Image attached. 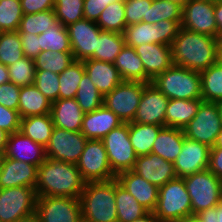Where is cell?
Returning a JSON list of instances; mask_svg holds the SVG:
<instances>
[{
    "mask_svg": "<svg viewBox=\"0 0 222 222\" xmlns=\"http://www.w3.org/2000/svg\"><path fill=\"white\" fill-rule=\"evenodd\" d=\"M85 183L76 164L47 158L38 167L35 191L37 196L80 199Z\"/></svg>",
    "mask_w": 222,
    "mask_h": 222,
    "instance_id": "cell-2",
    "label": "cell"
},
{
    "mask_svg": "<svg viewBox=\"0 0 222 222\" xmlns=\"http://www.w3.org/2000/svg\"><path fill=\"white\" fill-rule=\"evenodd\" d=\"M210 148L204 143L185 137L182 150L173 163L177 178L208 169Z\"/></svg>",
    "mask_w": 222,
    "mask_h": 222,
    "instance_id": "cell-15",
    "label": "cell"
},
{
    "mask_svg": "<svg viewBox=\"0 0 222 222\" xmlns=\"http://www.w3.org/2000/svg\"><path fill=\"white\" fill-rule=\"evenodd\" d=\"M42 51L72 53L67 27L61 23L50 27L44 33L38 35Z\"/></svg>",
    "mask_w": 222,
    "mask_h": 222,
    "instance_id": "cell-35",
    "label": "cell"
},
{
    "mask_svg": "<svg viewBox=\"0 0 222 222\" xmlns=\"http://www.w3.org/2000/svg\"><path fill=\"white\" fill-rule=\"evenodd\" d=\"M202 99H169L165 114V126L184 129L197 114Z\"/></svg>",
    "mask_w": 222,
    "mask_h": 222,
    "instance_id": "cell-27",
    "label": "cell"
},
{
    "mask_svg": "<svg viewBox=\"0 0 222 222\" xmlns=\"http://www.w3.org/2000/svg\"><path fill=\"white\" fill-rule=\"evenodd\" d=\"M214 15L218 29H222V0L215 1Z\"/></svg>",
    "mask_w": 222,
    "mask_h": 222,
    "instance_id": "cell-57",
    "label": "cell"
},
{
    "mask_svg": "<svg viewBox=\"0 0 222 222\" xmlns=\"http://www.w3.org/2000/svg\"><path fill=\"white\" fill-rule=\"evenodd\" d=\"M81 131H68L54 127L49 143L45 147L46 158L76 164L87 142Z\"/></svg>",
    "mask_w": 222,
    "mask_h": 222,
    "instance_id": "cell-13",
    "label": "cell"
},
{
    "mask_svg": "<svg viewBox=\"0 0 222 222\" xmlns=\"http://www.w3.org/2000/svg\"><path fill=\"white\" fill-rule=\"evenodd\" d=\"M214 147L216 148H222V129L221 131L219 132L218 136H217V140L214 144Z\"/></svg>",
    "mask_w": 222,
    "mask_h": 222,
    "instance_id": "cell-65",
    "label": "cell"
},
{
    "mask_svg": "<svg viewBox=\"0 0 222 222\" xmlns=\"http://www.w3.org/2000/svg\"><path fill=\"white\" fill-rule=\"evenodd\" d=\"M131 222H160L153 212H147L142 217L135 219Z\"/></svg>",
    "mask_w": 222,
    "mask_h": 222,
    "instance_id": "cell-58",
    "label": "cell"
},
{
    "mask_svg": "<svg viewBox=\"0 0 222 222\" xmlns=\"http://www.w3.org/2000/svg\"><path fill=\"white\" fill-rule=\"evenodd\" d=\"M55 0H20L23 14H34L54 9Z\"/></svg>",
    "mask_w": 222,
    "mask_h": 222,
    "instance_id": "cell-54",
    "label": "cell"
},
{
    "mask_svg": "<svg viewBox=\"0 0 222 222\" xmlns=\"http://www.w3.org/2000/svg\"><path fill=\"white\" fill-rule=\"evenodd\" d=\"M4 151L7 158L24 161L37 167L47 159L45 147L32 141L21 131L9 134Z\"/></svg>",
    "mask_w": 222,
    "mask_h": 222,
    "instance_id": "cell-20",
    "label": "cell"
},
{
    "mask_svg": "<svg viewBox=\"0 0 222 222\" xmlns=\"http://www.w3.org/2000/svg\"><path fill=\"white\" fill-rule=\"evenodd\" d=\"M163 126L129 122V139L137 156L151 153L153 143Z\"/></svg>",
    "mask_w": 222,
    "mask_h": 222,
    "instance_id": "cell-31",
    "label": "cell"
},
{
    "mask_svg": "<svg viewBox=\"0 0 222 222\" xmlns=\"http://www.w3.org/2000/svg\"><path fill=\"white\" fill-rule=\"evenodd\" d=\"M5 151L4 150H0V169L2 168L3 166V162L5 160Z\"/></svg>",
    "mask_w": 222,
    "mask_h": 222,
    "instance_id": "cell-67",
    "label": "cell"
},
{
    "mask_svg": "<svg viewBox=\"0 0 222 222\" xmlns=\"http://www.w3.org/2000/svg\"><path fill=\"white\" fill-rule=\"evenodd\" d=\"M22 17L20 0H0V32L18 31Z\"/></svg>",
    "mask_w": 222,
    "mask_h": 222,
    "instance_id": "cell-45",
    "label": "cell"
},
{
    "mask_svg": "<svg viewBox=\"0 0 222 222\" xmlns=\"http://www.w3.org/2000/svg\"><path fill=\"white\" fill-rule=\"evenodd\" d=\"M9 133L0 128V150H5Z\"/></svg>",
    "mask_w": 222,
    "mask_h": 222,
    "instance_id": "cell-60",
    "label": "cell"
},
{
    "mask_svg": "<svg viewBox=\"0 0 222 222\" xmlns=\"http://www.w3.org/2000/svg\"><path fill=\"white\" fill-rule=\"evenodd\" d=\"M125 45L138 47L142 44L158 43L157 23L140 22L126 26L124 30Z\"/></svg>",
    "mask_w": 222,
    "mask_h": 222,
    "instance_id": "cell-39",
    "label": "cell"
},
{
    "mask_svg": "<svg viewBox=\"0 0 222 222\" xmlns=\"http://www.w3.org/2000/svg\"><path fill=\"white\" fill-rule=\"evenodd\" d=\"M218 60L222 62V53L219 55Z\"/></svg>",
    "mask_w": 222,
    "mask_h": 222,
    "instance_id": "cell-69",
    "label": "cell"
},
{
    "mask_svg": "<svg viewBox=\"0 0 222 222\" xmlns=\"http://www.w3.org/2000/svg\"><path fill=\"white\" fill-rule=\"evenodd\" d=\"M170 2L176 3L177 5L181 6L182 8L189 0H168Z\"/></svg>",
    "mask_w": 222,
    "mask_h": 222,
    "instance_id": "cell-66",
    "label": "cell"
},
{
    "mask_svg": "<svg viewBox=\"0 0 222 222\" xmlns=\"http://www.w3.org/2000/svg\"><path fill=\"white\" fill-rule=\"evenodd\" d=\"M15 222H40V220H39L38 214L34 212L33 214L20 218L16 220Z\"/></svg>",
    "mask_w": 222,
    "mask_h": 222,
    "instance_id": "cell-61",
    "label": "cell"
},
{
    "mask_svg": "<svg viewBox=\"0 0 222 222\" xmlns=\"http://www.w3.org/2000/svg\"><path fill=\"white\" fill-rule=\"evenodd\" d=\"M205 222H216V206L197 214Z\"/></svg>",
    "mask_w": 222,
    "mask_h": 222,
    "instance_id": "cell-56",
    "label": "cell"
},
{
    "mask_svg": "<svg viewBox=\"0 0 222 222\" xmlns=\"http://www.w3.org/2000/svg\"><path fill=\"white\" fill-rule=\"evenodd\" d=\"M134 49L144 65L146 83H151L174 64L170 45L142 44Z\"/></svg>",
    "mask_w": 222,
    "mask_h": 222,
    "instance_id": "cell-19",
    "label": "cell"
},
{
    "mask_svg": "<svg viewBox=\"0 0 222 222\" xmlns=\"http://www.w3.org/2000/svg\"><path fill=\"white\" fill-rule=\"evenodd\" d=\"M18 31L0 32V63L9 66L23 57Z\"/></svg>",
    "mask_w": 222,
    "mask_h": 222,
    "instance_id": "cell-42",
    "label": "cell"
},
{
    "mask_svg": "<svg viewBox=\"0 0 222 222\" xmlns=\"http://www.w3.org/2000/svg\"><path fill=\"white\" fill-rule=\"evenodd\" d=\"M58 23L54 9L34 14H23L18 28L19 33L39 35Z\"/></svg>",
    "mask_w": 222,
    "mask_h": 222,
    "instance_id": "cell-38",
    "label": "cell"
},
{
    "mask_svg": "<svg viewBox=\"0 0 222 222\" xmlns=\"http://www.w3.org/2000/svg\"><path fill=\"white\" fill-rule=\"evenodd\" d=\"M84 0H55L54 12L58 22L67 27L84 19Z\"/></svg>",
    "mask_w": 222,
    "mask_h": 222,
    "instance_id": "cell-44",
    "label": "cell"
},
{
    "mask_svg": "<svg viewBox=\"0 0 222 222\" xmlns=\"http://www.w3.org/2000/svg\"><path fill=\"white\" fill-rule=\"evenodd\" d=\"M181 222H205L202 218H200L198 215H191L185 218Z\"/></svg>",
    "mask_w": 222,
    "mask_h": 222,
    "instance_id": "cell-64",
    "label": "cell"
},
{
    "mask_svg": "<svg viewBox=\"0 0 222 222\" xmlns=\"http://www.w3.org/2000/svg\"><path fill=\"white\" fill-rule=\"evenodd\" d=\"M85 73L102 96L110 93L123 79L114 63L97 61L94 59L83 60Z\"/></svg>",
    "mask_w": 222,
    "mask_h": 222,
    "instance_id": "cell-24",
    "label": "cell"
},
{
    "mask_svg": "<svg viewBox=\"0 0 222 222\" xmlns=\"http://www.w3.org/2000/svg\"><path fill=\"white\" fill-rule=\"evenodd\" d=\"M182 21L161 20L157 22L158 43L171 45L177 36Z\"/></svg>",
    "mask_w": 222,
    "mask_h": 222,
    "instance_id": "cell-50",
    "label": "cell"
},
{
    "mask_svg": "<svg viewBox=\"0 0 222 222\" xmlns=\"http://www.w3.org/2000/svg\"><path fill=\"white\" fill-rule=\"evenodd\" d=\"M125 0H84V19L97 22L100 14L110 4Z\"/></svg>",
    "mask_w": 222,
    "mask_h": 222,
    "instance_id": "cell-52",
    "label": "cell"
},
{
    "mask_svg": "<svg viewBox=\"0 0 222 222\" xmlns=\"http://www.w3.org/2000/svg\"><path fill=\"white\" fill-rule=\"evenodd\" d=\"M173 63L195 72H202L219 58L216 38L180 27L171 45Z\"/></svg>",
    "mask_w": 222,
    "mask_h": 222,
    "instance_id": "cell-1",
    "label": "cell"
},
{
    "mask_svg": "<svg viewBox=\"0 0 222 222\" xmlns=\"http://www.w3.org/2000/svg\"><path fill=\"white\" fill-rule=\"evenodd\" d=\"M183 8L168 0H152L147 12V23L154 24L161 20L182 21Z\"/></svg>",
    "mask_w": 222,
    "mask_h": 222,
    "instance_id": "cell-43",
    "label": "cell"
},
{
    "mask_svg": "<svg viewBox=\"0 0 222 222\" xmlns=\"http://www.w3.org/2000/svg\"><path fill=\"white\" fill-rule=\"evenodd\" d=\"M124 46L125 39L122 33L101 31L96 44V52L90 59L114 63Z\"/></svg>",
    "mask_w": 222,
    "mask_h": 222,
    "instance_id": "cell-34",
    "label": "cell"
},
{
    "mask_svg": "<svg viewBox=\"0 0 222 222\" xmlns=\"http://www.w3.org/2000/svg\"><path fill=\"white\" fill-rule=\"evenodd\" d=\"M222 123L217 103L202 102L195 117L183 129L185 137L213 147Z\"/></svg>",
    "mask_w": 222,
    "mask_h": 222,
    "instance_id": "cell-11",
    "label": "cell"
},
{
    "mask_svg": "<svg viewBox=\"0 0 222 222\" xmlns=\"http://www.w3.org/2000/svg\"><path fill=\"white\" fill-rule=\"evenodd\" d=\"M51 116L54 127L68 131H80L84 112L78 105L75 98L58 99L51 103Z\"/></svg>",
    "mask_w": 222,
    "mask_h": 222,
    "instance_id": "cell-25",
    "label": "cell"
},
{
    "mask_svg": "<svg viewBox=\"0 0 222 222\" xmlns=\"http://www.w3.org/2000/svg\"><path fill=\"white\" fill-rule=\"evenodd\" d=\"M132 171L158 188L177 178L174 164L154 153L137 156Z\"/></svg>",
    "mask_w": 222,
    "mask_h": 222,
    "instance_id": "cell-18",
    "label": "cell"
},
{
    "mask_svg": "<svg viewBox=\"0 0 222 222\" xmlns=\"http://www.w3.org/2000/svg\"><path fill=\"white\" fill-rule=\"evenodd\" d=\"M75 99L84 113L92 112L103 105L102 94L86 73H84L79 83Z\"/></svg>",
    "mask_w": 222,
    "mask_h": 222,
    "instance_id": "cell-40",
    "label": "cell"
},
{
    "mask_svg": "<svg viewBox=\"0 0 222 222\" xmlns=\"http://www.w3.org/2000/svg\"><path fill=\"white\" fill-rule=\"evenodd\" d=\"M151 4L152 0H125L126 26L147 23V12Z\"/></svg>",
    "mask_w": 222,
    "mask_h": 222,
    "instance_id": "cell-48",
    "label": "cell"
},
{
    "mask_svg": "<svg viewBox=\"0 0 222 222\" xmlns=\"http://www.w3.org/2000/svg\"><path fill=\"white\" fill-rule=\"evenodd\" d=\"M10 82L16 86L24 87L34 84L36 68L34 59L23 56L17 62L8 66Z\"/></svg>",
    "mask_w": 222,
    "mask_h": 222,
    "instance_id": "cell-46",
    "label": "cell"
},
{
    "mask_svg": "<svg viewBox=\"0 0 222 222\" xmlns=\"http://www.w3.org/2000/svg\"><path fill=\"white\" fill-rule=\"evenodd\" d=\"M153 213L160 222H181L192 215L191 200L183 178L173 179L159 187Z\"/></svg>",
    "mask_w": 222,
    "mask_h": 222,
    "instance_id": "cell-5",
    "label": "cell"
},
{
    "mask_svg": "<svg viewBox=\"0 0 222 222\" xmlns=\"http://www.w3.org/2000/svg\"><path fill=\"white\" fill-rule=\"evenodd\" d=\"M184 138L185 134L182 129L164 126L160 129L153 143L151 153L174 163L182 150Z\"/></svg>",
    "mask_w": 222,
    "mask_h": 222,
    "instance_id": "cell-26",
    "label": "cell"
},
{
    "mask_svg": "<svg viewBox=\"0 0 222 222\" xmlns=\"http://www.w3.org/2000/svg\"><path fill=\"white\" fill-rule=\"evenodd\" d=\"M53 128L54 123L51 114L21 119L20 131L43 147H46L49 143Z\"/></svg>",
    "mask_w": 222,
    "mask_h": 222,
    "instance_id": "cell-30",
    "label": "cell"
},
{
    "mask_svg": "<svg viewBox=\"0 0 222 222\" xmlns=\"http://www.w3.org/2000/svg\"><path fill=\"white\" fill-rule=\"evenodd\" d=\"M72 53L42 51L35 59L36 71H51L62 73L74 61Z\"/></svg>",
    "mask_w": 222,
    "mask_h": 222,
    "instance_id": "cell-41",
    "label": "cell"
},
{
    "mask_svg": "<svg viewBox=\"0 0 222 222\" xmlns=\"http://www.w3.org/2000/svg\"><path fill=\"white\" fill-rule=\"evenodd\" d=\"M35 188L17 186L0 189V222H15L36 212Z\"/></svg>",
    "mask_w": 222,
    "mask_h": 222,
    "instance_id": "cell-10",
    "label": "cell"
},
{
    "mask_svg": "<svg viewBox=\"0 0 222 222\" xmlns=\"http://www.w3.org/2000/svg\"><path fill=\"white\" fill-rule=\"evenodd\" d=\"M216 222H222V199L216 205Z\"/></svg>",
    "mask_w": 222,
    "mask_h": 222,
    "instance_id": "cell-63",
    "label": "cell"
},
{
    "mask_svg": "<svg viewBox=\"0 0 222 222\" xmlns=\"http://www.w3.org/2000/svg\"><path fill=\"white\" fill-rule=\"evenodd\" d=\"M168 99H202L200 72L173 64L151 82Z\"/></svg>",
    "mask_w": 222,
    "mask_h": 222,
    "instance_id": "cell-4",
    "label": "cell"
},
{
    "mask_svg": "<svg viewBox=\"0 0 222 222\" xmlns=\"http://www.w3.org/2000/svg\"><path fill=\"white\" fill-rule=\"evenodd\" d=\"M190 196L192 215L214 208L222 199V179L209 169L183 177Z\"/></svg>",
    "mask_w": 222,
    "mask_h": 222,
    "instance_id": "cell-6",
    "label": "cell"
},
{
    "mask_svg": "<svg viewBox=\"0 0 222 222\" xmlns=\"http://www.w3.org/2000/svg\"><path fill=\"white\" fill-rule=\"evenodd\" d=\"M114 66L123 81L146 82L144 65L133 47L125 45L116 57Z\"/></svg>",
    "mask_w": 222,
    "mask_h": 222,
    "instance_id": "cell-29",
    "label": "cell"
},
{
    "mask_svg": "<svg viewBox=\"0 0 222 222\" xmlns=\"http://www.w3.org/2000/svg\"><path fill=\"white\" fill-rule=\"evenodd\" d=\"M19 37L21 39L23 55L25 57L35 59L42 52L38 35L19 33Z\"/></svg>",
    "mask_w": 222,
    "mask_h": 222,
    "instance_id": "cell-53",
    "label": "cell"
},
{
    "mask_svg": "<svg viewBox=\"0 0 222 222\" xmlns=\"http://www.w3.org/2000/svg\"><path fill=\"white\" fill-rule=\"evenodd\" d=\"M21 87L13 82L0 85V104L6 108L17 110L19 105V95Z\"/></svg>",
    "mask_w": 222,
    "mask_h": 222,
    "instance_id": "cell-49",
    "label": "cell"
},
{
    "mask_svg": "<svg viewBox=\"0 0 222 222\" xmlns=\"http://www.w3.org/2000/svg\"><path fill=\"white\" fill-rule=\"evenodd\" d=\"M37 174V166L5 157L0 169V189L17 186L35 188Z\"/></svg>",
    "mask_w": 222,
    "mask_h": 222,
    "instance_id": "cell-21",
    "label": "cell"
},
{
    "mask_svg": "<svg viewBox=\"0 0 222 222\" xmlns=\"http://www.w3.org/2000/svg\"><path fill=\"white\" fill-rule=\"evenodd\" d=\"M116 179L148 212L154 211L159 193L156 185L149 183L132 170L118 173Z\"/></svg>",
    "mask_w": 222,
    "mask_h": 222,
    "instance_id": "cell-22",
    "label": "cell"
},
{
    "mask_svg": "<svg viewBox=\"0 0 222 222\" xmlns=\"http://www.w3.org/2000/svg\"><path fill=\"white\" fill-rule=\"evenodd\" d=\"M80 203L83 222H117L115 178L85 183Z\"/></svg>",
    "mask_w": 222,
    "mask_h": 222,
    "instance_id": "cell-3",
    "label": "cell"
},
{
    "mask_svg": "<svg viewBox=\"0 0 222 222\" xmlns=\"http://www.w3.org/2000/svg\"><path fill=\"white\" fill-rule=\"evenodd\" d=\"M34 85L51 103L59 99V74L51 71H36Z\"/></svg>",
    "mask_w": 222,
    "mask_h": 222,
    "instance_id": "cell-47",
    "label": "cell"
},
{
    "mask_svg": "<svg viewBox=\"0 0 222 222\" xmlns=\"http://www.w3.org/2000/svg\"><path fill=\"white\" fill-rule=\"evenodd\" d=\"M21 117L17 110H12L0 104V128L12 134L20 131Z\"/></svg>",
    "mask_w": 222,
    "mask_h": 222,
    "instance_id": "cell-51",
    "label": "cell"
},
{
    "mask_svg": "<svg viewBox=\"0 0 222 222\" xmlns=\"http://www.w3.org/2000/svg\"><path fill=\"white\" fill-rule=\"evenodd\" d=\"M7 82H10L8 66L0 63V85Z\"/></svg>",
    "mask_w": 222,
    "mask_h": 222,
    "instance_id": "cell-59",
    "label": "cell"
},
{
    "mask_svg": "<svg viewBox=\"0 0 222 222\" xmlns=\"http://www.w3.org/2000/svg\"><path fill=\"white\" fill-rule=\"evenodd\" d=\"M201 97L204 102L222 101V62L217 60L200 73Z\"/></svg>",
    "mask_w": 222,
    "mask_h": 222,
    "instance_id": "cell-33",
    "label": "cell"
},
{
    "mask_svg": "<svg viewBox=\"0 0 222 222\" xmlns=\"http://www.w3.org/2000/svg\"><path fill=\"white\" fill-rule=\"evenodd\" d=\"M218 178L222 179V148L211 147L209 168Z\"/></svg>",
    "mask_w": 222,
    "mask_h": 222,
    "instance_id": "cell-55",
    "label": "cell"
},
{
    "mask_svg": "<svg viewBox=\"0 0 222 222\" xmlns=\"http://www.w3.org/2000/svg\"><path fill=\"white\" fill-rule=\"evenodd\" d=\"M169 99L152 83L144 87L132 122L165 126V114Z\"/></svg>",
    "mask_w": 222,
    "mask_h": 222,
    "instance_id": "cell-16",
    "label": "cell"
},
{
    "mask_svg": "<svg viewBox=\"0 0 222 222\" xmlns=\"http://www.w3.org/2000/svg\"><path fill=\"white\" fill-rule=\"evenodd\" d=\"M67 30L74 59L83 61L91 58L96 52L98 36L102 31L96 22L82 19L67 26Z\"/></svg>",
    "mask_w": 222,
    "mask_h": 222,
    "instance_id": "cell-17",
    "label": "cell"
},
{
    "mask_svg": "<svg viewBox=\"0 0 222 222\" xmlns=\"http://www.w3.org/2000/svg\"><path fill=\"white\" fill-rule=\"evenodd\" d=\"M102 142L110 167L116 175L133 169L137 155L129 139V123H123L112 129L105 135Z\"/></svg>",
    "mask_w": 222,
    "mask_h": 222,
    "instance_id": "cell-7",
    "label": "cell"
},
{
    "mask_svg": "<svg viewBox=\"0 0 222 222\" xmlns=\"http://www.w3.org/2000/svg\"><path fill=\"white\" fill-rule=\"evenodd\" d=\"M216 45L218 56L222 53V29H218V33L216 35Z\"/></svg>",
    "mask_w": 222,
    "mask_h": 222,
    "instance_id": "cell-62",
    "label": "cell"
},
{
    "mask_svg": "<svg viewBox=\"0 0 222 222\" xmlns=\"http://www.w3.org/2000/svg\"><path fill=\"white\" fill-rule=\"evenodd\" d=\"M36 213L40 222H83L79 198L37 196Z\"/></svg>",
    "mask_w": 222,
    "mask_h": 222,
    "instance_id": "cell-12",
    "label": "cell"
},
{
    "mask_svg": "<svg viewBox=\"0 0 222 222\" xmlns=\"http://www.w3.org/2000/svg\"><path fill=\"white\" fill-rule=\"evenodd\" d=\"M84 73L83 61L74 60L73 63L59 74V99L75 98Z\"/></svg>",
    "mask_w": 222,
    "mask_h": 222,
    "instance_id": "cell-36",
    "label": "cell"
},
{
    "mask_svg": "<svg viewBox=\"0 0 222 222\" xmlns=\"http://www.w3.org/2000/svg\"><path fill=\"white\" fill-rule=\"evenodd\" d=\"M18 112L22 118L41 116L51 113V102L36 88L34 84L21 87Z\"/></svg>",
    "mask_w": 222,
    "mask_h": 222,
    "instance_id": "cell-28",
    "label": "cell"
},
{
    "mask_svg": "<svg viewBox=\"0 0 222 222\" xmlns=\"http://www.w3.org/2000/svg\"><path fill=\"white\" fill-rule=\"evenodd\" d=\"M146 82L122 81L103 96V105L113 111L123 123L132 122Z\"/></svg>",
    "mask_w": 222,
    "mask_h": 222,
    "instance_id": "cell-8",
    "label": "cell"
},
{
    "mask_svg": "<svg viewBox=\"0 0 222 222\" xmlns=\"http://www.w3.org/2000/svg\"><path fill=\"white\" fill-rule=\"evenodd\" d=\"M217 103V107H218V112H219V117L222 123V101L216 102Z\"/></svg>",
    "mask_w": 222,
    "mask_h": 222,
    "instance_id": "cell-68",
    "label": "cell"
},
{
    "mask_svg": "<svg viewBox=\"0 0 222 222\" xmlns=\"http://www.w3.org/2000/svg\"><path fill=\"white\" fill-rule=\"evenodd\" d=\"M96 24L102 31L123 34L126 28L125 1L108 5L100 14Z\"/></svg>",
    "mask_w": 222,
    "mask_h": 222,
    "instance_id": "cell-37",
    "label": "cell"
},
{
    "mask_svg": "<svg viewBox=\"0 0 222 222\" xmlns=\"http://www.w3.org/2000/svg\"><path fill=\"white\" fill-rule=\"evenodd\" d=\"M214 8V1L189 0L183 7L181 27L195 33L216 37L218 26Z\"/></svg>",
    "mask_w": 222,
    "mask_h": 222,
    "instance_id": "cell-14",
    "label": "cell"
},
{
    "mask_svg": "<svg viewBox=\"0 0 222 222\" xmlns=\"http://www.w3.org/2000/svg\"><path fill=\"white\" fill-rule=\"evenodd\" d=\"M121 124L123 121L113 111L102 105L84 114L80 131L87 139L102 140L107 133Z\"/></svg>",
    "mask_w": 222,
    "mask_h": 222,
    "instance_id": "cell-23",
    "label": "cell"
},
{
    "mask_svg": "<svg viewBox=\"0 0 222 222\" xmlns=\"http://www.w3.org/2000/svg\"><path fill=\"white\" fill-rule=\"evenodd\" d=\"M115 200L117 222H131L145 215L148 211L115 178Z\"/></svg>",
    "mask_w": 222,
    "mask_h": 222,
    "instance_id": "cell-32",
    "label": "cell"
},
{
    "mask_svg": "<svg viewBox=\"0 0 222 222\" xmlns=\"http://www.w3.org/2000/svg\"><path fill=\"white\" fill-rule=\"evenodd\" d=\"M76 166L86 183L116 178L102 140L88 139Z\"/></svg>",
    "mask_w": 222,
    "mask_h": 222,
    "instance_id": "cell-9",
    "label": "cell"
}]
</instances>
